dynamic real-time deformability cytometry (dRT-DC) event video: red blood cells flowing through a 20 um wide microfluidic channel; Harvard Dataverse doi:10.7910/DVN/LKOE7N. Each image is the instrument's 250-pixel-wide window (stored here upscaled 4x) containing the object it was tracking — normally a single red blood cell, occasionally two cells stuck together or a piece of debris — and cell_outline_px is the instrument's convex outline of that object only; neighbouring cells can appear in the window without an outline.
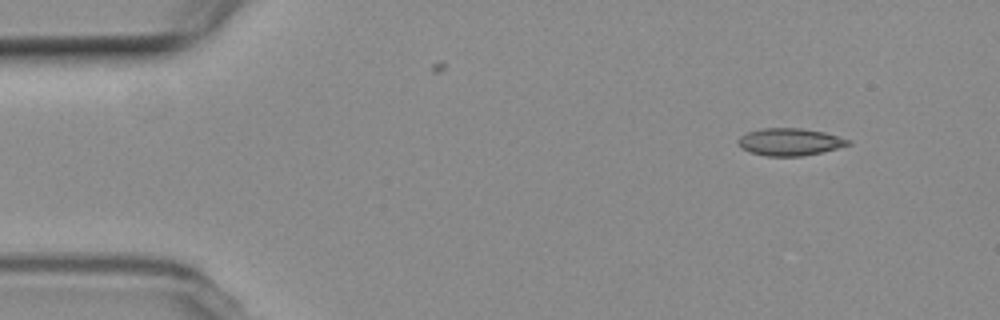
{"species": "common noctule bat (a hibernating species)", "species_latin": "Nyctalus noctula", "temperature_condition": "room temperature", "stored_images_in_passage": 3, "camera_frame_rate_fps": 3000, "um_per_image_px": 0.085, "animal": {"sex": "female", "body_mass_g": 19.3, "forearm_length_mm": 54.1}, "frame": {"image": 1, "passage_image": 1, "time_ms": 0.0, "image_size_px": [1000, 320], "cell_outline_px": [[852, 144], [820, 152], [800, 156], [768, 156], [752, 152], [740, 148], [736, 140], [740, 136], [748, 132], [760, 128], [800, 128], [824, 132], [852, 140]], "centroid_in_image_um": [67.12, 12.05], "position_along_channel_um": 17.9, "area_um2": 17.46}}